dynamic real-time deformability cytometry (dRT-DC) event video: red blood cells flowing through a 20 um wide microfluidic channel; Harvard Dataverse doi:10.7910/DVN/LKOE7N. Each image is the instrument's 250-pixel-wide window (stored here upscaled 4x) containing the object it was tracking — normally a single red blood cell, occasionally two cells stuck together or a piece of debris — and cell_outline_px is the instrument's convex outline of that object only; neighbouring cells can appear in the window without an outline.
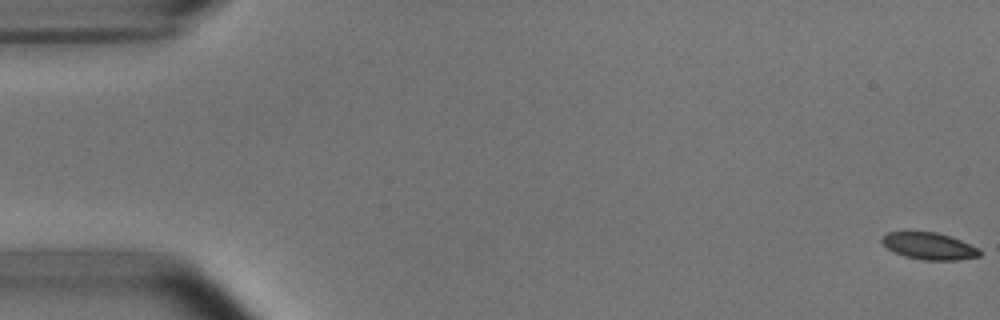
{"species": "common noctule bat (a hibernating species)", "species_latin": "Nyctalus noctula", "temperature_condition": "room temperature", "stored_images_in_passage": 53, "camera_frame_rate_fps": 3000, "um_per_image_px": 0.085, "animal": {"sex": "male", "body_mass_g": 15.6}, "frame": {"image": 1, "passage_image": 1, "time_ms": 0.0, "image_size_px": [1000, 320], "cell_outline_px": [[980, 256], [960, 260], [924, 260], [904, 256], [888, 248], [880, 240], [880, 236], [888, 232], [936, 232], [960, 240], [980, 248]], "centroid_in_image_um": [78.98, 20.92], "position_along_channel_um": 6.0, "area_um2": 15.26}}
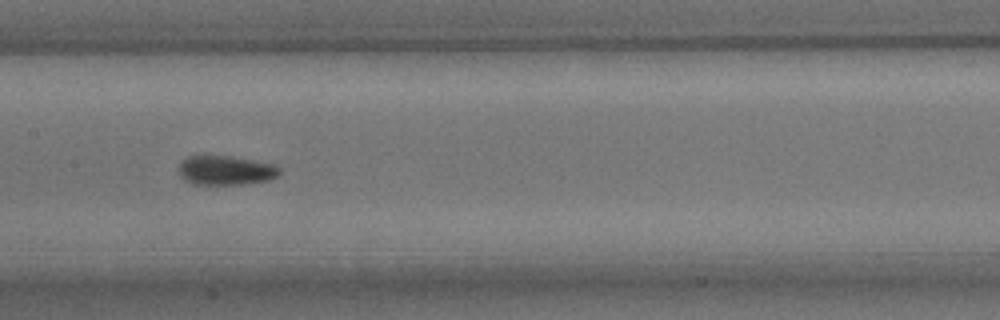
{"frame": {"image": 2, "passage_image": 27, "time_ms": 8.667, "image_size_px": [1000, 320], "cell_outline_px": [[280, 176], [268, 180], [244, 184], [192, 184], [184, 180], [180, 176], [180, 164], [188, 156], [232, 156], [276, 164], [280, 168]], "centroid_in_image_um": [19.24, 14.48], "position_along_channel_um": 188.2, "area_um2": 17.28}}
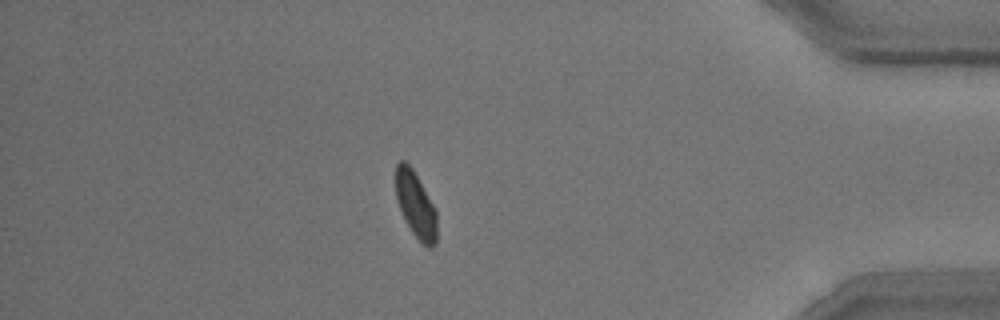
{"frame": {"image": 3, "passage_image": 47, "time_ms": 15.333, "image_size_px": [1000, 320], "cell_outline_px": [[436, 244], [432, 248], [428, 248], [412, 232], [400, 208], [396, 196], [396, 164], [400, 160], [404, 160], [412, 168], [436, 208]], "centroid_in_image_um": [35.35, 17.39], "position_along_channel_um": 399.9, "area_um2": 15.55}}